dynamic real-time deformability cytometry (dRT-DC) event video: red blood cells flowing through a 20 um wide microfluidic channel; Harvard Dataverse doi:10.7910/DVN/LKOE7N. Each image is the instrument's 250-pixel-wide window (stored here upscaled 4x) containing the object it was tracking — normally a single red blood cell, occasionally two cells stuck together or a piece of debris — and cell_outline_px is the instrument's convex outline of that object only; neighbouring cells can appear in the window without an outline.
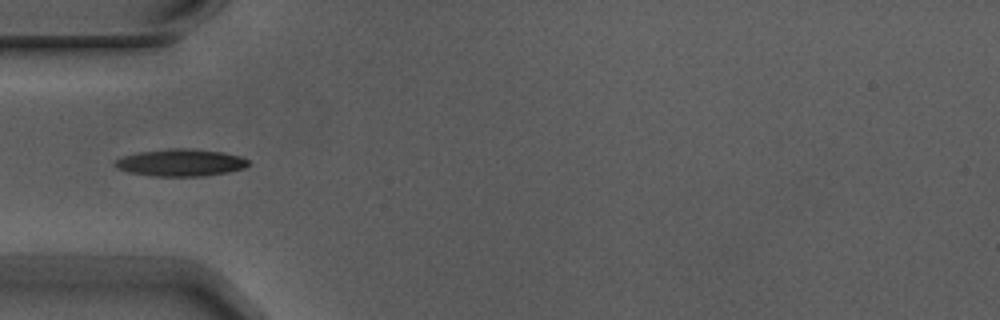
{"species": "Egyptian fruit bat (a non-hibernating species)", "species_latin": "Rousettus aegyptiacus", "temperature_condition": "warm", "stored_images_in_passage": 6, "camera_frame_rate_fps": 3000, "um_per_image_px": 0.085, "animal": {"sex": "male"}, "frame": {"image": 1, "passage_image": 4, "time_ms": 1.0, "image_size_px": [1000, 320], "cell_outline_px": [[248, 164], [244, 168], [228, 172], [204, 176], [152, 176], [128, 172], [112, 164], [116, 160], [124, 156], [140, 152], [168, 148], [192, 148], [224, 152], [240, 156], [248, 160]], "centroid_in_image_um": [15.37, 13.82], "position_along_channel_um": 69.6, "area_um2": 21.1}}
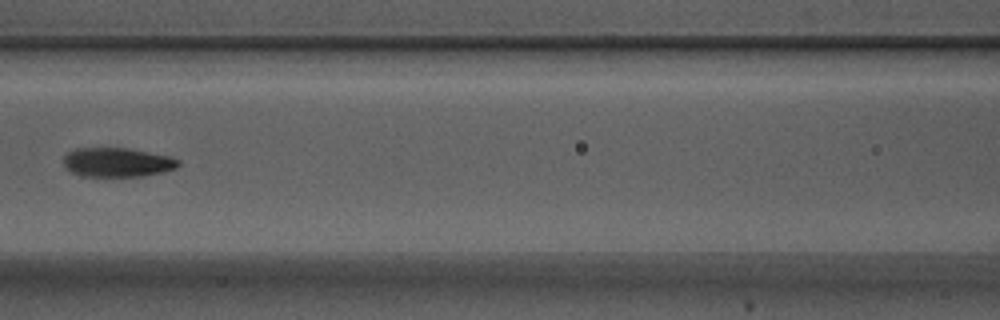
{"frame": {"image": 2, "passage_image": 6, "time_ms": 1.667, "image_size_px": [1000, 320], "cell_outline_px": [[180, 164], [176, 168], [164, 172], [144, 176], [80, 176], [72, 172], [64, 164], [64, 156], [68, 152], [76, 148], [124, 148], [168, 156], [180, 160]], "centroid_in_image_um": [9.97, 13.8], "position_along_channel_um": 156.6, "area_um2": 19.36}}